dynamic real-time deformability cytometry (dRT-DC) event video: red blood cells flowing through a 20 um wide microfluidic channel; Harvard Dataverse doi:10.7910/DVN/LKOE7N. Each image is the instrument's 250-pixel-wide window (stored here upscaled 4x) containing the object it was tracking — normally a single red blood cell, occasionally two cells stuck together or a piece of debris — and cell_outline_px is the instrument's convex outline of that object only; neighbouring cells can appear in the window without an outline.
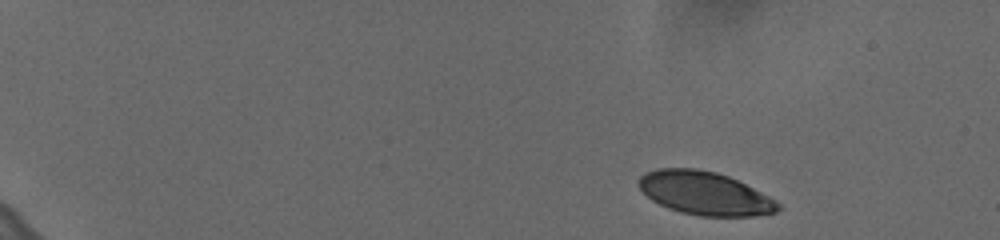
{"species": "human", "species_latin": "Homo sapiens", "temperature_condition": "cold", "stored_images_in_passage": 52, "camera_frame_rate_fps": 3000, "um_per_image_px": 0.085, "donor": {"sex": "female"}, "frame": {"image": 1, "passage_image": 1, "time_ms": 0.0, "image_size_px": [1000, 240], "cell_outline_px": [[780, 208], [776, 212], [756, 216], [700, 216], [680, 212], [668, 208], [652, 200], [636, 184], [640, 176], [648, 172], [660, 168], [696, 168], [716, 172], [728, 176], [776, 200], [780, 204]], "centroid_in_image_um": [59.9, 16.43], "position_along_channel_um": 25.1, "area_um2": 34.91}}
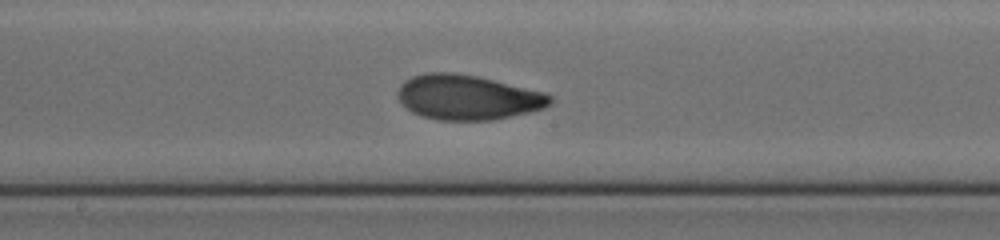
{"frame": {"image": 2, "passage_image": 28, "time_ms": 9.0, "image_size_px": [1000, 240], "cell_outline_px": [[552, 104], [544, 108], [528, 112], [492, 120], [436, 120], [420, 116], [412, 112], [396, 96], [396, 92], [400, 84], [404, 80], [412, 76], [428, 72], [456, 72], [476, 76], [544, 92], [552, 96]], "centroid_in_image_um": [39.71, 8.27], "position_along_channel_um": 208.5, "area_um2": 39.88}}
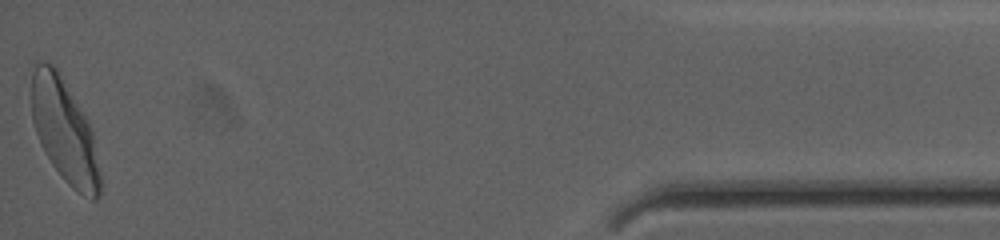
{"frame": {"image": 3, "passage_image": 52, "time_ms": 17.0, "image_size_px": [1000, 240], "cell_outline_px": [[100, 196], [96, 200], [92, 200], [76, 192], [64, 180], [52, 164], [44, 152], [40, 144], [32, 120], [32, 72], [36, 60], [52, 64], [56, 68], [88, 120], [92, 128], [100, 172]], "centroid_in_image_um": [5.48, 11.16], "position_along_channel_um": 429.7, "area_um2": 41.27}, "authors_computed_cell_mechanics": {"area_um2": 38.3792, "velocity_mm_per_s": 3.6066, "shape_relaxation_time_tau1_ms": 4.1614, "shape_relaxation_time_tau2_ms": 1.5751, "deformation_change_tau1": 0.1577, "deformation_change_tau2": 0.067}}